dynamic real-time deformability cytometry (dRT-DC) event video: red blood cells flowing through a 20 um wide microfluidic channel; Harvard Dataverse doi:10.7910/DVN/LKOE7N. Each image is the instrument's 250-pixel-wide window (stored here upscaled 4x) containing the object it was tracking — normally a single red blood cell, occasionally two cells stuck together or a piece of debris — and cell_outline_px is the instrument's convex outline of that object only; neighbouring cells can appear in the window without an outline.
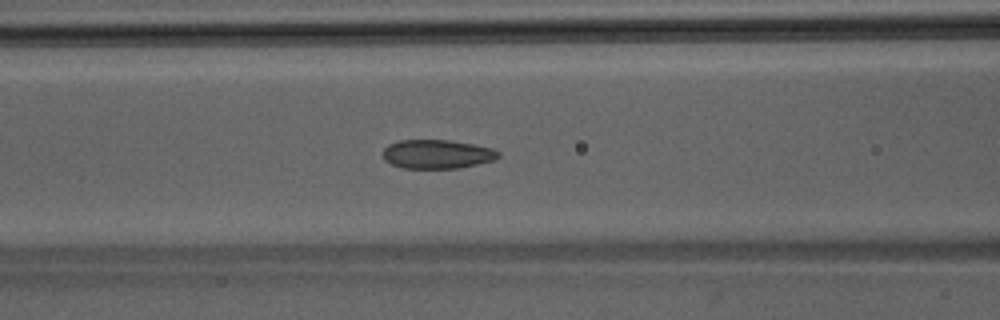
{"species": "Egyptian fruit bat (a non-hibernating species)", "species_latin": "Rousettus aegyptiacus", "temperature_condition": "room temperature", "stored_images_in_passage": 47, "camera_frame_rate_fps": 3000, "um_per_image_px": 0.085, "animal": {"sex": "male"}, "frame": {"image": 1, "passage_image": 20, "time_ms": 6.333, "image_size_px": [1000, 320], "cell_outline_px": [[500, 156], [492, 160], [460, 168], [404, 168], [392, 164], [384, 160], [384, 148], [388, 144], [400, 140], [448, 140], [472, 144], [492, 148], [500, 152]], "centroid_in_image_um": [37.14, 13.1], "position_along_channel_um": 129.5, "area_um2": 19.31}}
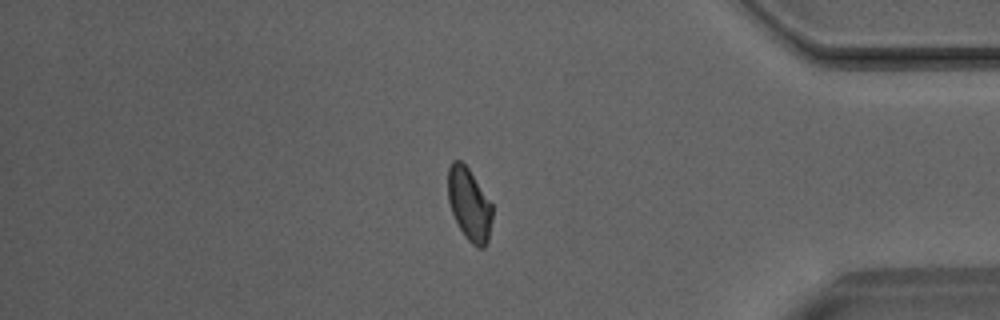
{"frame": {"image": 2, "passage_image": 40, "time_ms": 13.0, "image_size_px": [1000, 320], "cell_outline_px": [[492, 220], [488, 240], [484, 248], [476, 248], [464, 236], [452, 212], [448, 200], [448, 168], [452, 160], [460, 160], [468, 168], [492, 204]], "centroid_in_image_um": [39.89, 17.38], "position_along_channel_um": 395.3, "area_um2": 18.67}}
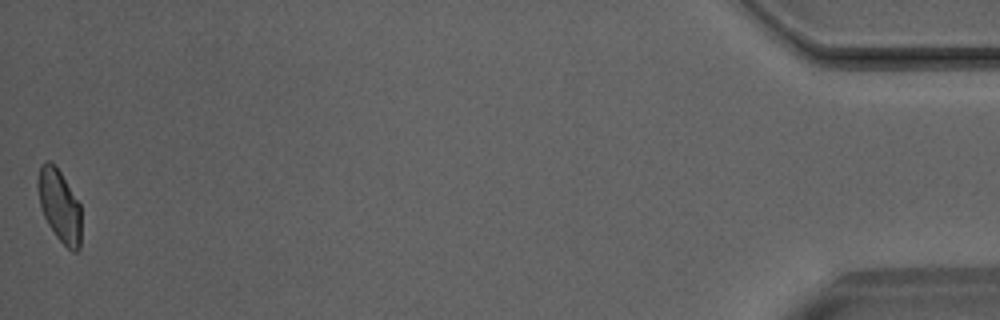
{"frame": {"image": 3, "passage_image": 47, "time_ms": 15.333, "image_size_px": [1000, 320], "cell_outline_px": [[80, 248], [76, 252], [72, 252], [56, 236], [48, 224], [44, 216], [40, 204], [36, 184], [36, 180], [40, 164], [44, 160], [48, 160], [60, 172], [80, 204]], "centroid_in_image_um": [5.03, 17.47], "position_along_channel_um": 430.2, "area_um2": 18.21}}